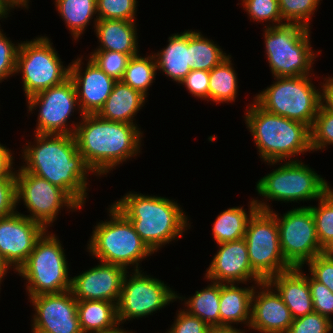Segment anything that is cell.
Returning <instances> with one entry per match:
<instances>
[{
  "label": "cell",
  "mask_w": 333,
  "mask_h": 333,
  "mask_svg": "<svg viewBox=\"0 0 333 333\" xmlns=\"http://www.w3.org/2000/svg\"><path fill=\"white\" fill-rule=\"evenodd\" d=\"M34 136V142L26 143L21 150L24 165L20 168L60 187L83 209L89 194L87 177L90 172L96 174L79 153L74 135Z\"/></svg>",
  "instance_id": "1"
},
{
  "label": "cell",
  "mask_w": 333,
  "mask_h": 333,
  "mask_svg": "<svg viewBox=\"0 0 333 333\" xmlns=\"http://www.w3.org/2000/svg\"><path fill=\"white\" fill-rule=\"evenodd\" d=\"M79 120L74 132L77 148L96 177L141 153L143 131L138 125L107 121L97 114L79 115Z\"/></svg>",
  "instance_id": "2"
},
{
  "label": "cell",
  "mask_w": 333,
  "mask_h": 333,
  "mask_svg": "<svg viewBox=\"0 0 333 333\" xmlns=\"http://www.w3.org/2000/svg\"><path fill=\"white\" fill-rule=\"evenodd\" d=\"M177 202L129 191L112 204L130 220L145 244L157 252L166 244L178 241L191 227L188 215Z\"/></svg>",
  "instance_id": "3"
},
{
  "label": "cell",
  "mask_w": 333,
  "mask_h": 333,
  "mask_svg": "<svg viewBox=\"0 0 333 333\" xmlns=\"http://www.w3.org/2000/svg\"><path fill=\"white\" fill-rule=\"evenodd\" d=\"M244 120L263 162L296 161L311 152L310 128L299 121L269 113L254 100ZM293 158V159H292Z\"/></svg>",
  "instance_id": "4"
},
{
  "label": "cell",
  "mask_w": 333,
  "mask_h": 333,
  "mask_svg": "<svg viewBox=\"0 0 333 333\" xmlns=\"http://www.w3.org/2000/svg\"><path fill=\"white\" fill-rule=\"evenodd\" d=\"M110 220L96 223L87 243L89 256L101 262L124 267L127 271L141 270L140 263L154 252L136 233L133 224L110 204ZM132 266V267H131Z\"/></svg>",
  "instance_id": "5"
},
{
  "label": "cell",
  "mask_w": 333,
  "mask_h": 333,
  "mask_svg": "<svg viewBox=\"0 0 333 333\" xmlns=\"http://www.w3.org/2000/svg\"><path fill=\"white\" fill-rule=\"evenodd\" d=\"M282 163L283 161L266 162L270 166L278 164L280 166L257 181L255 190L258 196L265 198L261 199L263 202L258 200V197L254 199L258 210L272 211L273 208L267 201L307 203L316 200L317 202L325 195V177L303 163L301 158Z\"/></svg>",
  "instance_id": "6"
},
{
  "label": "cell",
  "mask_w": 333,
  "mask_h": 333,
  "mask_svg": "<svg viewBox=\"0 0 333 333\" xmlns=\"http://www.w3.org/2000/svg\"><path fill=\"white\" fill-rule=\"evenodd\" d=\"M263 31L265 54L273 77L315 75L313 64L322 50L313 51L309 28L285 23L264 27Z\"/></svg>",
  "instance_id": "7"
},
{
  "label": "cell",
  "mask_w": 333,
  "mask_h": 333,
  "mask_svg": "<svg viewBox=\"0 0 333 333\" xmlns=\"http://www.w3.org/2000/svg\"><path fill=\"white\" fill-rule=\"evenodd\" d=\"M48 229L37 240L27 261L18 269L28 296L57 294L70 290L71 277L65 250L56 234Z\"/></svg>",
  "instance_id": "8"
},
{
  "label": "cell",
  "mask_w": 333,
  "mask_h": 333,
  "mask_svg": "<svg viewBox=\"0 0 333 333\" xmlns=\"http://www.w3.org/2000/svg\"><path fill=\"white\" fill-rule=\"evenodd\" d=\"M311 76L274 77V82L253 96L265 111L312 127L322 104L320 89L313 84Z\"/></svg>",
  "instance_id": "9"
},
{
  "label": "cell",
  "mask_w": 333,
  "mask_h": 333,
  "mask_svg": "<svg viewBox=\"0 0 333 333\" xmlns=\"http://www.w3.org/2000/svg\"><path fill=\"white\" fill-rule=\"evenodd\" d=\"M48 36L21 41L17 53L16 74L22 76L26 99L69 78L70 65H63Z\"/></svg>",
  "instance_id": "10"
},
{
  "label": "cell",
  "mask_w": 333,
  "mask_h": 333,
  "mask_svg": "<svg viewBox=\"0 0 333 333\" xmlns=\"http://www.w3.org/2000/svg\"><path fill=\"white\" fill-rule=\"evenodd\" d=\"M146 274L143 270L126 272L116 305L119 325L126 320L146 318L177 301V291L167 286L164 281Z\"/></svg>",
  "instance_id": "11"
},
{
  "label": "cell",
  "mask_w": 333,
  "mask_h": 333,
  "mask_svg": "<svg viewBox=\"0 0 333 333\" xmlns=\"http://www.w3.org/2000/svg\"><path fill=\"white\" fill-rule=\"evenodd\" d=\"M244 239L251 267L264 282L292 268L282 253L276 217L270 211L252 215Z\"/></svg>",
  "instance_id": "12"
},
{
  "label": "cell",
  "mask_w": 333,
  "mask_h": 333,
  "mask_svg": "<svg viewBox=\"0 0 333 333\" xmlns=\"http://www.w3.org/2000/svg\"><path fill=\"white\" fill-rule=\"evenodd\" d=\"M16 194L17 206L22 201L28 210L29 215H23L46 229L52 227L61 209L67 208L69 212L82 209L63 189L20 167L16 170Z\"/></svg>",
  "instance_id": "13"
},
{
  "label": "cell",
  "mask_w": 333,
  "mask_h": 333,
  "mask_svg": "<svg viewBox=\"0 0 333 333\" xmlns=\"http://www.w3.org/2000/svg\"><path fill=\"white\" fill-rule=\"evenodd\" d=\"M26 101L27 111L31 114L34 113L32 111L39 108L36 130L33 133L74 135L79 122L72 121L70 125L71 121L68 120L74 111H78L80 115L83 114L78 104L75 86L70 77L59 85L31 95Z\"/></svg>",
  "instance_id": "14"
},
{
  "label": "cell",
  "mask_w": 333,
  "mask_h": 333,
  "mask_svg": "<svg viewBox=\"0 0 333 333\" xmlns=\"http://www.w3.org/2000/svg\"><path fill=\"white\" fill-rule=\"evenodd\" d=\"M270 212L276 217L281 250L291 267L304 268L305 264L324 252L317 237L313 214L308 206L293 207L283 213V216L278 211Z\"/></svg>",
  "instance_id": "15"
},
{
  "label": "cell",
  "mask_w": 333,
  "mask_h": 333,
  "mask_svg": "<svg viewBox=\"0 0 333 333\" xmlns=\"http://www.w3.org/2000/svg\"><path fill=\"white\" fill-rule=\"evenodd\" d=\"M35 313L31 332L83 333L77 315V300L71 291L28 296Z\"/></svg>",
  "instance_id": "16"
},
{
  "label": "cell",
  "mask_w": 333,
  "mask_h": 333,
  "mask_svg": "<svg viewBox=\"0 0 333 333\" xmlns=\"http://www.w3.org/2000/svg\"><path fill=\"white\" fill-rule=\"evenodd\" d=\"M47 229L21 212L0 218V253L14 273L27 261Z\"/></svg>",
  "instance_id": "17"
},
{
  "label": "cell",
  "mask_w": 333,
  "mask_h": 333,
  "mask_svg": "<svg viewBox=\"0 0 333 333\" xmlns=\"http://www.w3.org/2000/svg\"><path fill=\"white\" fill-rule=\"evenodd\" d=\"M127 270L118 265L99 262L71 277L70 291L77 301L101 300L118 303Z\"/></svg>",
  "instance_id": "18"
},
{
  "label": "cell",
  "mask_w": 333,
  "mask_h": 333,
  "mask_svg": "<svg viewBox=\"0 0 333 333\" xmlns=\"http://www.w3.org/2000/svg\"><path fill=\"white\" fill-rule=\"evenodd\" d=\"M82 57L81 55L80 58L77 57L71 64L69 63V77L75 86L82 114H97L111 94L116 81L102 71L89 57L85 70H83Z\"/></svg>",
  "instance_id": "19"
},
{
  "label": "cell",
  "mask_w": 333,
  "mask_h": 333,
  "mask_svg": "<svg viewBox=\"0 0 333 333\" xmlns=\"http://www.w3.org/2000/svg\"><path fill=\"white\" fill-rule=\"evenodd\" d=\"M215 253L206 270L205 279L219 283L264 282L252 269L246 240L240 239L217 244Z\"/></svg>",
  "instance_id": "20"
},
{
  "label": "cell",
  "mask_w": 333,
  "mask_h": 333,
  "mask_svg": "<svg viewBox=\"0 0 333 333\" xmlns=\"http://www.w3.org/2000/svg\"><path fill=\"white\" fill-rule=\"evenodd\" d=\"M293 320L291 311L267 281L256 285L252 296L249 330L259 333H286Z\"/></svg>",
  "instance_id": "21"
},
{
  "label": "cell",
  "mask_w": 333,
  "mask_h": 333,
  "mask_svg": "<svg viewBox=\"0 0 333 333\" xmlns=\"http://www.w3.org/2000/svg\"><path fill=\"white\" fill-rule=\"evenodd\" d=\"M302 269L292 267L267 281L281 296L294 319L314 312L308 274Z\"/></svg>",
  "instance_id": "22"
},
{
  "label": "cell",
  "mask_w": 333,
  "mask_h": 333,
  "mask_svg": "<svg viewBox=\"0 0 333 333\" xmlns=\"http://www.w3.org/2000/svg\"><path fill=\"white\" fill-rule=\"evenodd\" d=\"M137 31L136 21L99 19L94 29L99 41V46L95 50L115 51L135 56L140 52Z\"/></svg>",
  "instance_id": "23"
},
{
  "label": "cell",
  "mask_w": 333,
  "mask_h": 333,
  "mask_svg": "<svg viewBox=\"0 0 333 333\" xmlns=\"http://www.w3.org/2000/svg\"><path fill=\"white\" fill-rule=\"evenodd\" d=\"M147 97L122 81H116L111 94L97 115L107 121L137 125L134 118L145 106Z\"/></svg>",
  "instance_id": "24"
},
{
  "label": "cell",
  "mask_w": 333,
  "mask_h": 333,
  "mask_svg": "<svg viewBox=\"0 0 333 333\" xmlns=\"http://www.w3.org/2000/svg\"><path fill=\"white\" fill-rule=\"evenodd\" d=\"M166 47L157 53V70L179 84L192 70L190 68V30L173 33L168 37Z\"/></svg>",
  "instance_id": "25"
},
{
  "label": "cell",
  "mask_w": 333,
  "mask_h": 333,
  "mask_svg": "<svg viewBox=\"0 0 333 333\" xmlns=\"http://www.w3.org/2000/svg\"><path fill=\"white\" fill-rule=\"evenodd\" d=\"M240 283H220V325L235 326L245 324L249 327L251 321L252 296L255 285L239 287Z\"/></svg>",
  "instance_id": "26"
},
{
  "label": "cell",
  "mask_w": 333,
  "mask_h": 333,
  "mask_svg": "<svg viewBox=\"0 0 333 333\" xmlns=\"http://www.w3.org/2000/svg\"><path fill=\"white\" fill-rule=\"evenodd\" d=\"M77 315L83 333H99L115 329L117 307L114 302L101 300L77 301Z\"/></svg>",
  "instance_id": "27"
},
{
  "label": "cell",
  "mask_w": 333,
  "mask_h": 333,
  "mask_svg": "<svg viewBox=\"0 0 333 333\" xmlns=\"http://www.w3.org/2000/svg\"><path fill=\"white\" fill-rule=\"evenodd\" d=\"M248 203V212L243 206H237L225 209L217 215L212 227L214 243L221 244L244 238L249 219L258 210L254 198Z\"/></svg>",
  "instance_id": "28"
},
{
  "label": "cell",
  "mask_w": 333,
  "mask_h": 333,
  "mask_svg": "<svg viewBox=\"0 0 333 333\" xmlns=\"http://www.w3.org/2000/svg\"><path fill=\"white\" fill-rule=\"evenodd\" d=\"M54 2L59 16L74 40H79L93 18L95 29L96 22L99 20L96 0H55Z\"/></svg>",
  "instance_id": "29"
},
{
  "label": "cell",
  "mask_w": 333,
  "mask_h": 333,
  "mask_svg": "<svg viewBox=\"0 0 333 333\" xmlns=\"http://www.w3.org/2000/svg\"><path fill=\"white\" fill-rule=\"evenodd\" d=\"M207 281H210V284L201 290H196L193 296L186 298L176 293V299H179V302L180 300L181 302L184 301V310L198 317L209 326L220 325V283Z\"/></svg>",
  "instance_id": "30"
},
{
  "label": "cell",
  "mask_w": 333,
  "mask_h": 333,
  "mask_svg": "<svg viewBox=\"0 0 333 333\" xmlns=\"http://www.w3.org/2000/svg\"><path fill=\"white\" fill-rule=\"evenodd\" d=\"M232 56L229 54L219 65L209 71V101L233 103L238 97V78Z\"/></svg>",
  "instance_id": "31"
},
{
  "label": "cell",
  "mask_w": 333,
  "mask_h": 333,
  "mask_svg": "<svg viewBox=\"0 0 333 333\" xmlns=\"http://www.w3.org/2000/svg\"><path fill=\"white\" fill-rule=\"evenodd\" d=\"M205 37L200 30H190V68L210 71L219 65L226 55L221 46Z\"/></svg>",
  "instance_id": "32"
},
{
  "label": "cell",
  "mask_w": 333,
  "mask_h": 333,
  "mask_svg": "<svg viewBox=\"0 0 333 333\" xmlns=\"http://www.w3.org/2000/svg\"><path fill=\"white\" fill-rule=\"evenodd\" d=\"M157 75L156 58L153 53L132 56L124 72L122 82L148 97V90Z\"/></svg>",
  "instance_id": "33"
},
{
  "label": "cell",
  "mask_w": 333,
  "mask_h": 333,
  "mask_svg": "<svg viewBox=\"0 0 333 333\" xmlns=\"http://www.w3.org/2000/svg\"><path fill=\"white\" fill-rule=\"evenodd\" d=\"M320 1L322 0H278L281 18L284 23L300 24L311 29V19L318 10Z\"/></svg>",
  "instance_id": "34"
},
{
  "label": "cell",
  "mask_w": 333,
  "mask_h": 333,
  "mask_svg": "<svg viewBox=\"0 0 333 333\" xmlns=\"http://www.w3.org/2000/svg\"><path fill=\"white\" fill-rule=\"evenodd\" d=\"M310 145L313 152L333 145V112L323 104L310 128Z\"/></svg>",
  "instance_id": "35"
},
{
  "label": "cell",
  "mask_w": 333,
  "mask_h": 333,
  "mask_svg": "<svg viewBox=\"0 0 333 333\" xmlns=\"http://www.w3.org/2000/svg\"><path fill=\"white\" fill-rule=\"evenodd\" d=\"M241 1L243 10L247 12L249 19L253 20V22H262V24L266 22L264 27H273L285 24L281 18L278 0Z\"/></svg>",
  "instance_id": "36"
},
{
  "label": "cell",
  "mask_w": 333,
  "mask_h": 333,
  "mask_svg": "<svg viewBox=\"0 0 333 333\" xmlns=\"http://www.w3.org/2000/svg\"><path fill=\"white\" fill-rule=\"evenodd\" d=\"M313 214L320 246L325 249L333 242V202L325 195L318 206H308Z\"/></svg>",
  "instance_id": "37"
},
{
  "label": "cell",
  "mask_w": 333,
  "mask_h": 333,
  "mask_svg": "<svg viewBox=\"0 0 333 333\" xmlns=\"http://www.w3.org/2000/svg\"><path fill=\"white\" fill-rule=\"evenodd\" d=\"M89 58L109 77L121 81L131 55L115 51L93 50Z\"/></svg>",
  "instance_id": "38"
},
{
  "label": "cell",
  "mask_w": 333,
  "mask_h": 333,
  "mask_svg": "<svg viewBox=\"0 0 333 333\" xmlns=\"http://www.w3.org/2000/svg\"><path fill=\"white\" fill-rule=\"evenodd\" d=\"M137 0H96L97 17L103 20L137 21Z\"/></svg>",
  "instance_id": "39"
},
{
  "label": "cell",
  "mask_w": 333,
  "mask_h": 333,
  "mask_svg": "<svg viewBox=\"0 0 333 333\" xmlns=\"http://www.w3.org/2000/svg\"><path fill=\"white\" fill-rule=\"evenodd\" d=\"M333 321L313 312L295 318L286 333H332Z\"/></svg>",
  "instance_id": "40"
},
{
  "label": "cell",
  "mask_w": 333,
  "mask_h": 333,
  "mask_svg": "<svg viewBox=\"0 0 333 333\" xmlns=\"http://www.w3.org/2000/svg\"><path fill=\"white\" fill-rule=\"evenodd\" d=\"M2 30V31H1ZM0 29V83L16 75L17 53L20 43H12Z\"/></svg>",
  "instance_id": "41"
},
{
  "label": "cell",
  "mask_w": 333,
  "mask_h": 333,
  "mask_svg": "<svg viewBox=\"0 0 333 333\" xmlns=\"http://www.w3.org/2000/svg\"><path fill=\"white\" fill-rule=\"evenodd\" d=\"M308 284L310 287L314 312L332 320L333 292H331L324 284L316 281L311 275H308Z\"/></svg>",
  "instance_id": "42"
},
{
  "label": "cell",
  "mask_w": 333,
  "mask_h": 333,
  "mask_svg": "<svg viewBox=\"0 0 333 333\" xmlns=\"http://www.w3.org/2000/svg\"><path fill=\"white\" fill-rule=\"evenodd\" d=\"M306 265H308L309 274L333 292V259L323 252Z\"/></svg>",
  "instance_id": "43"
},
{
  "label": "cell",
  "mask_w": 333,
  "mask_h": 333,
  "mask_svg": "<svg viewBox=\"0 0 333 333\" xmlns=\"http://www.w3.org/2000/svg\"><path fill=\"white\" fill-rule=\"evenodd\" d=\"M177 312L174 323L165 333H207L209 325L204 321L184 309L179 308Z\"/></svg>",
  "instance_id": "44"
},
{
  "label": "cell",
  "mask_w": 333,
  "mask_h": 333,
  "mask_svg": "<svg viewBox=\"0 0 333 333\" xmlns=\"http://www.w3.org/2000/svg\"><path fill=\"white\" fill-rule=\"evenodd\" d=\"M179 84L192 96L209 102V71L192 69Z\"/></svg>",
  "instance_id": "45"
},
{
  "label": "cell",
  "mask_w": 333,
  "mask_h": 333,
  "mask_svg": "<svg viewBox=\"0 0 333 333\" xmlns=\"http://www.w3.org/2000/svg\"><path fill=\"white\" fill-rule=\"evenodd\" d=\"M17 210L16 177H0V218Z\"/></svg>",
  "instance_id": "46"
},
{
  "label": "cell",
  "mask_w": 333,
  "mask_h": 333,
  "mask_svg": "<svg viewBox=\"0 0 333 333\" xmlns=\"http://www.w3.org/2000/svg\"><path fill=\"white\" fill-rule=\"evenodd\" d=\"M14 159L11 149L0 143V177H16Z\"/></svg>",
  "instance_id": "47"
},
{
  "label": "cell",
  "mask_w": 333,
  "mask_h": 333,
  "mask_svg": "<svg viewBox=\"0 0 333 333\" xmlns=\"http://www.w3.org/2000/svg\"><path fill=\"white\" fill-rule=\"evenodd\" d=\"M322 104L333 112V77L322 78Z\"/></svg>",
  "instance_id": "48"
},
{
  "label": "cell",
  "mask_w": 333,
  "mask_h": 333,
  "mask_svg": "<svg viewBox=\"0 0 333 333\" xmlns=\"http://www.w3.org/2000/svg\"><path fill=\"white\" fill-rule=\"evenodd\" d=\"M246 330H241L232 326H226V325H215V326H209L207 333H245Z\"/></svg>",
  "instance_id": "49"
},
{
  "label": "cell",
  "mask_w": 333,
  "mask_h": 333,
  "mask_svg": "<svg viewBox=\"0 0 333 333\" xmlns=\"http://www.w3.org/2000/svg\"><path fill=\"white\" fill-rule=\"evenodd\" d=\"M8 270H13L11 267L6 263L4 260L3 256L0 253V291H1V285L2 282L4 281V277L8 273Z\"/></svg>",
  "instance_id": "50"
},
{
  "label": "cell",
  "mask_w": 333,
  "mask_h": 333,
  "mask_svg": "<svg viewBox=\"0 0 333 333\" xmlns=\"http://www.w3.org/2000/svg\"><path fill=\"white\" fill-rule=\"evenodd\" d=\"M5 1L12 9L16 7L21 9H27L29 8V1L30 0H3Z\"/></svg>",
  "instance_id": "51"
},
{
  "label": "cell",
  "mask_w": 333,
  "mask_h": 333,
  "mask_svg": "<svg viewBox=\"0 0 333 333\" xmlns=\"http://www.w3.org/2000/svg\"><path fill=\"white\" fill-rule=\"evenodd\" d=\"M10 10L14 11V9H12L5 1L0 0V20L1 19L4 20V18L7 19L9 17V13L11 12ZM0 28H2L1 24H0Z\"/></svg>",
  "instance_id": "52"
},
{
  "label": "cell",
  "mask_w": 333,
  "mask_h": 333,
  "mask_svg": "<svg viewBox=\"0 0 333 333\" xmlns=\"http://www.w3.org/2000/svg\"><path fill=\"white\" fill-rule=\"evenodd\" d=\"M325 196L333 202V188L325 181Z\"/></svg>",
  "instance_id": "53"
},
{
  "label": "cell",
  "mask_w": 333,
  "mask_h": 333,
  "mask_svg": "<svg viewBox=\"0 0 333 333\" xmlns=\"http://www.w3.org/2000/svg\"><path fill=\"white\" fill-rule=\"evenodd\" d=\"M123 327L118 325L115 329L106 331V332H99V333H132L133 331L125 330Z\"/></svg>",
  "instance_id": "54"
},
{
  "label": "cell",
  "mask_w": 333,
  "mask_h": 333,
  "mask_svg": "<svg viewBox=\"0 0 333 333\" xmlns=\"http://www.w3.org/2000/svg\"><path fill=\"white\" fill-rule=\"evenodd\" d=\"M324 253L333 259V242L324 249Z\"/></svg>",
  "instance_id": "55"
}]
</instances>
